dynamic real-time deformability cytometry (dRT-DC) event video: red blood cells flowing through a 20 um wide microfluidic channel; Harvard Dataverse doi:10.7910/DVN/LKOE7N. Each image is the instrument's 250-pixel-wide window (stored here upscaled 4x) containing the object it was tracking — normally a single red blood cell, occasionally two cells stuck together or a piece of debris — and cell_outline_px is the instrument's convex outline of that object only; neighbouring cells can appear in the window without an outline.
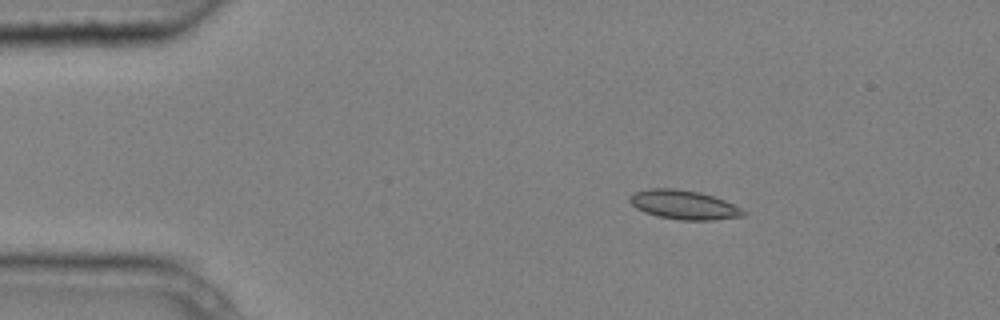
{"species": "common noctule bat (a hibernating species)", "species_latin": "Nyctalus noctula", "temperature_condition": "cold", "stored_images_in_passage": 4, "camera_frame_rate_fps": 3000, "um_per_image_px": 0.085, "animal": {"sex": "male", "body_mass_g": 20.4}, "frame": {"image": 1, "passage_image": 2, "time_ms": 0.333, "image_size_px": [1000, 320], "cell_outline_px": [[748, 212], [744, 216], [712, 220], [680, 220], [656, 216], [644, 212], [636, 208], [628, 200], [636, 192], [648, 188], [672, 188], [700, 192], [724, 200]], "centroid_in_image_um": [58.13, 17.41], "position_along_channel_um": 26.9, "area_um2": 19.19}}
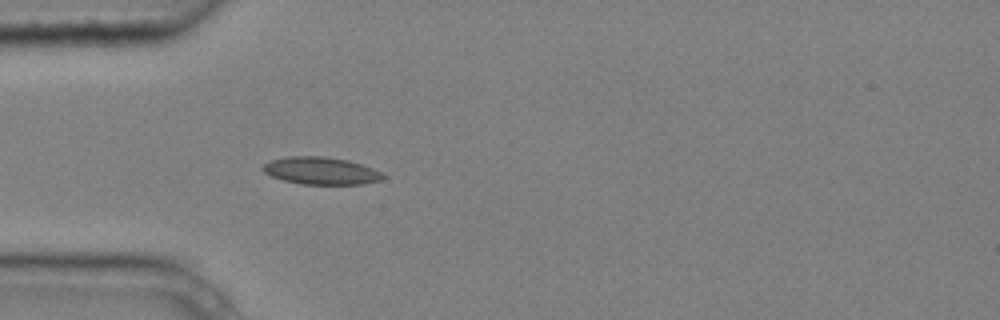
{"frame": {"image": 2, "passage_image": 4, "time_ms": 1.0, "image_size_px": [1000, 320], "cell_outline_px": [[388, 176], [384, 180], [364, 184], [300, 184], [284, 180], [272, 176], [264, 172], [260, 168], [264, 164], [272, 160], [288, 156], [324, 156], [348, 160], [384, 172]], "centroid_in_image_um": [27.35, 14.52], "position_along_channel_um": 57.7, "area_um2": 19.36}}